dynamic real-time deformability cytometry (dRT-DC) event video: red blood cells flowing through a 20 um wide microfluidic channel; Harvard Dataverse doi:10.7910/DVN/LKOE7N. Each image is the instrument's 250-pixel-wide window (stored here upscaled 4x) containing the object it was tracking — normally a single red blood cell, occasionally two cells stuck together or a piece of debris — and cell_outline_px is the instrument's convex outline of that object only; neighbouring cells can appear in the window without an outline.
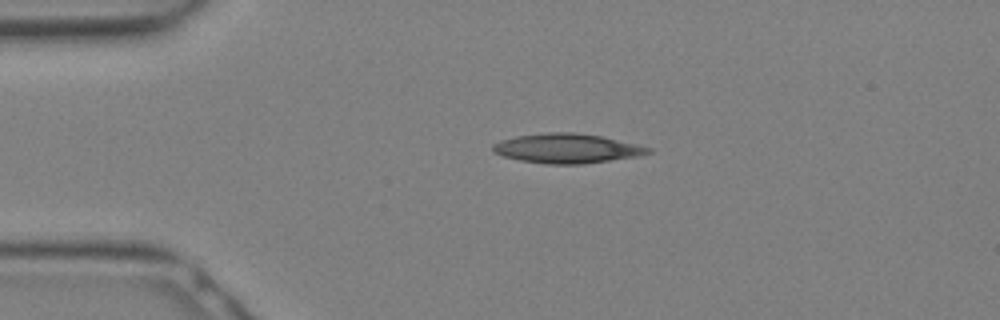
{"species": "Egyptian fruit bat (a non-hibernating species)", "species_latin": "Rousettus aegyptiacus", "temperature_condition": "warm", "stored_images_in_passage": 12, "camera_frame_rate_fps": 3000, "um_per_image_px": 0.085, "animal": {"sex": "female"}, "frame": {"image": 1, "passage_image": 6, "time_ms": 1.667, "image_size_px": [1000, 320], "cell_outline_px": [[652, 152], [640, 156], [580, 164], [548, 164], [520, 160], [504, 156], [492, 152], [492, 144], [500, 140], [516, 136], [548, 132], [576, 132], [600, 136], [636, 144], [652, 148]], "centroid_in_image_um": [48.17, 12.61], "position_along_channel_um": 36.8, "area_um2": 26.65}}
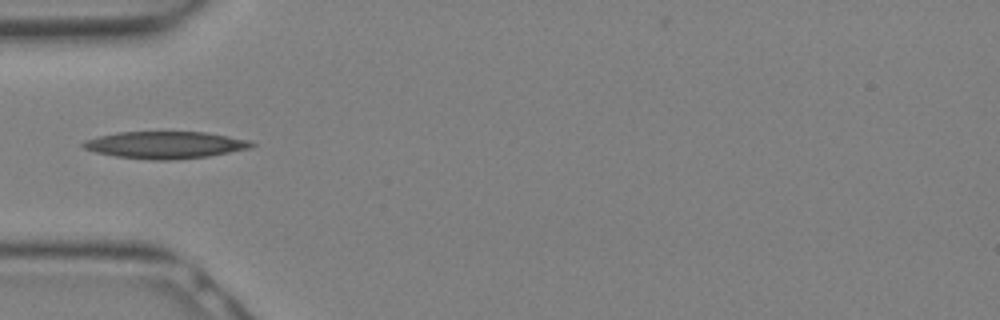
{"frame": {"image": 2, "passage_image": 9, "time_ms": 2.667, "image_size_px": [1000, 320], "cell_outline_px": [[256, 144], [252, 148], [208, 156], [172, 160], [152, 160], [116, 156], [96, 152], [84, 148], [80, 144], [84, 140], [116, 132], [208, 132], [252, 140]], "centroid_in_image_um": [14.09, 12.31], "position_along_channel_um": 70.9, "area_um2": 26.7}}
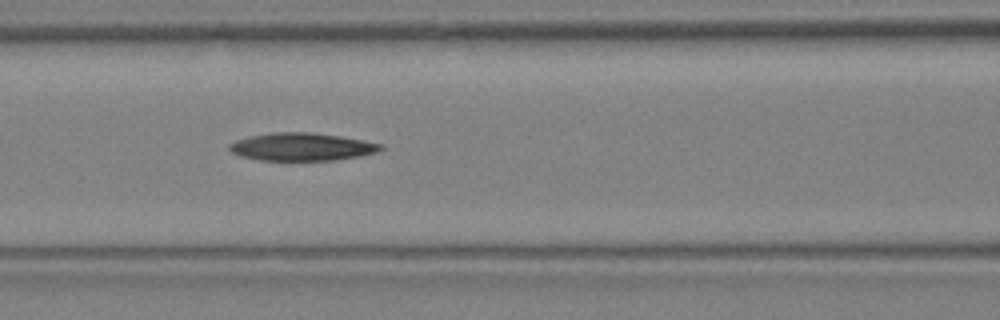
{"frame": {"image": 3, "passage_image": 12, "time_ms": 3.667, "image_size_px": [1000, 320], "cell_outline_px": [[384, 148], [380, 152], [360, 156], [336, 160], [260, 160], [240, 156], [232, 152], [228, 148], [228, 144], [236, 140], [252, 136], [272, 132], [312, 132], [340, 136], [384, 144]], "centroid_in_image_um": [25.69, 12.48], "position_along_channel_um": 140.9, "area_um2": 24.62}}